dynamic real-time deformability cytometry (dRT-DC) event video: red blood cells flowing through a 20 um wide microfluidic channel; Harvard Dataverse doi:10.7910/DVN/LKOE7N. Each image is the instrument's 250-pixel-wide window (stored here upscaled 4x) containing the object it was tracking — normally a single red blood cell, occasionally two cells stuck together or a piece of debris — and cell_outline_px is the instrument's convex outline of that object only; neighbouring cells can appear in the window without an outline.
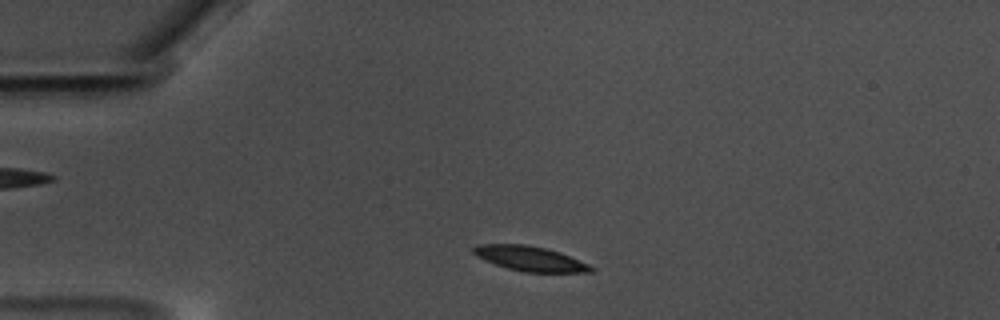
{"species": "common noctule bat (a hibernating species)", "species_latin": "Nyctalus noctula", "temperature_condition": "warm", "stored_images_in_passage": 50, "camera_frame_rate_fps": 3000, "um_per_image_px": 0.085, "animal": {"sex": "male", "body_mass_g": 17.5, "forearm_length_mm": 52.3}, "frame": {"image": 1, "passage_image": 5, "time_ms": 1.333, "image_size_px": [1000, 320], "cell_outline_px": [[596, 268], [592, 272], [524, 272], [508, 268], [484, 260], [476, 256], [472, 252], [472, 248], [476, 244], [524, 244], [548, 248], [560, 252], [588, 264]], "centroid_in_image_um": [45.04, 21.97], "position_along_channel_um": 40.0, "area_um2": 17.05}}
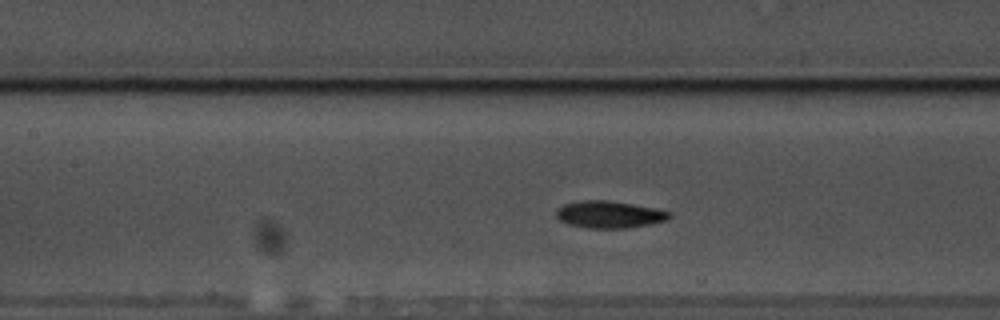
{"frame": {"image": 2, "passage_image": 18, "time_ms": 5.667, "image_size_px": [1000, 320], "cell_outline_px": [[672, 216], [668, 220], [628, 228], [588, 228], [568, 224], [560, 220], [556, 216], [556, 208], [564, 204], [580, 200], [608, 200], [656, 208], [672, 212]], "centroid_in_image_um": [51.8, 18.22], "position_along_channel_um": 155.6, "area_um2": 17.98}}
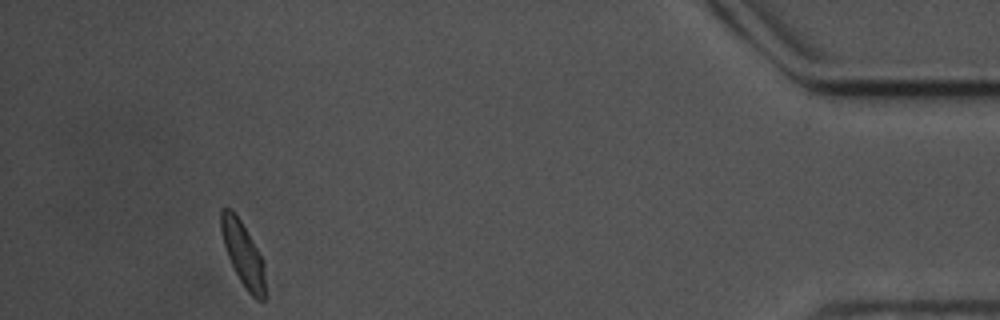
{"frame": {"image": 3, "passage_image": 46, "time_ms": 15.0, "image_size_px": [1000, 320], "cell_outline_px": [[264, 300], [256, 300], [248, 292], [240, 280], [228, 256], [224, 244], [220, 228], [220, 212], [224, 208], [228, 208], [240, 220], [264, 260]], "centroid_in_image_um": [20.66, 21.6], "position_along_channel_um": 414.5, "area_um2": 16.01}, "authors_computed_cell_mechanics": {"area_um2": 17.2533, "velocity_mm_per_s": 3.4484, "shape_relaxation_time_tau1_ms": 2.4762, "shape_relaxation_time_tau2_ms": 1.6506, "deformation_change_tau1": 0.1081, "deformation_change_tau2": 0.0599}}